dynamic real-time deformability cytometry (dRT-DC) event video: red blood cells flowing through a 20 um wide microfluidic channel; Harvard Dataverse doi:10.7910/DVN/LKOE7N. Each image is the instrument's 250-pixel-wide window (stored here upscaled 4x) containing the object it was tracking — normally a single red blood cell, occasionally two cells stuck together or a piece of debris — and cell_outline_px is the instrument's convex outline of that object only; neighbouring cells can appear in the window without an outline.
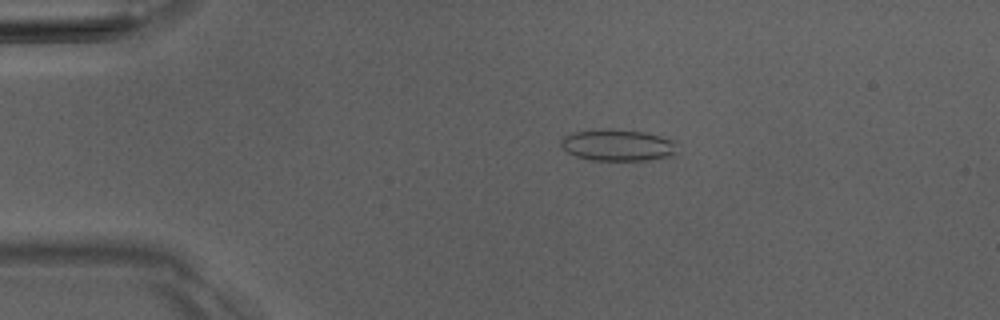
{"species": "Egyptian fruit bat (a non-hibernating species)", "species_latin": "Rousettus aegyptiacus", "temperature_condition": "room temperature", "stored_images_in_passage": 5, "camera_frame_rate_fps": 3000, "um_per_image_px": 0.085, "animal": {"sex": "male"}, "frame": {"image": 1, "passage_image": 3, "time_ms": 2.333, "image_size_px": [1000, 320], "cell_outline_px": [[680, 152], [676, 156], [648, 160], [588, 160], [576, 156], [568, 152], [560, 144], [560, 140], [564, 136], [572, 132], [612, 128], [644, 132], [660, 136], [672, 140]], "centroid_in_image_um": [52.55, 12.34], "position_along_channel_um": 32.5, "area_um2": 21.68}}